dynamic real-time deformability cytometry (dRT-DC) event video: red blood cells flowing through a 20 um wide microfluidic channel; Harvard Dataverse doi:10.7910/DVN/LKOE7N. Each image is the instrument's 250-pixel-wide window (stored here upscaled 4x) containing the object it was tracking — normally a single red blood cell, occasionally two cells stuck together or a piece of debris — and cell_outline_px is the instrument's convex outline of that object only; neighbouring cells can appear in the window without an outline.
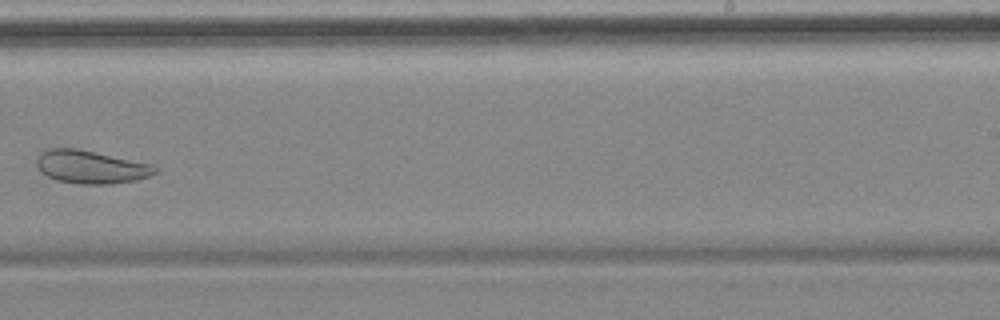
{"species": "common noctule bat (a hibernating species)", "species_latin": "Nyctalus noctula", "temperature_condition": "cold", "stored_images_in_passage": 10, "camera_frame_rate_fps": 3000, "um_per_image_px": 0.085, "animal": {"sex": "female", "body_mass_g": 18.4}, "frame": {"image": 1, "passage_image": 9, "time_ms": 9.667, "image_size_px": [1000, 320], "cell_outline_px": [[160, 172], [136, 180], [112, 184], [76, 184], [56, 180], [40, 172], [36, 164], [36, 160], [44, 152], [52, 148], [76, 148], [152, 164], [160, 168]], "centroid_in_image_um": [7.77, 14.21], "position_along_channel_um": 281.2, "area_um2": 22.83}}